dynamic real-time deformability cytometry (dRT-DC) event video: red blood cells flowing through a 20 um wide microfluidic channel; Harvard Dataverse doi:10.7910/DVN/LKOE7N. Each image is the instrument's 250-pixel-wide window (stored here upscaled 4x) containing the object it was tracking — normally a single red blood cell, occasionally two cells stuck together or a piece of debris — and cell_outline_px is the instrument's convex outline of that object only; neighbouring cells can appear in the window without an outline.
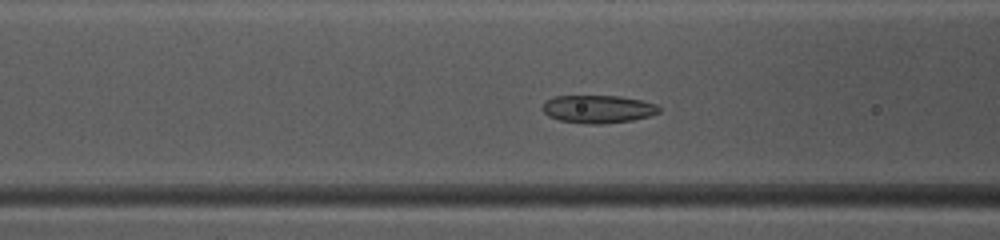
{"species": "common noctule bat (a hibernating species)", "species_latin": "Nyctalus noctula", "temperature_condition": "warm", "stored_images_in_passage": 38, "camera_frame_rate_fps": 3000, "um_per_image_px": 0.085, "animal": {"sex": "female", "body_mass_g": 10.0, "forearm_length_mm": 53.1}, "frame": {"image": 1, "passage_image": 8, "time_ms": 2.333, "image_size_px": [1000, 240], "cell_outline_px": [[660, 112], [648, 116], [632, 120], [604, 124], [588, 124], [560, 120], [548, 116], [540, 108], [548, 100], [556, 96], [620, 96], [640, 100], [656, 104], [660, 108]], "centroid_in_image_um": [50.83, 9.27], "position_along_channel_um": 115.8, "area_um2": 18.84}}
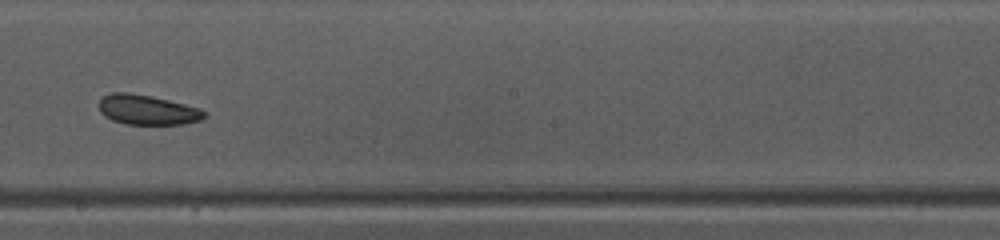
{"frame": {"image": 2, "passage_image": 17, "time_ms": 5.333, "image_size_px": [1000, 240], "cell_outline_px": [[208, 112], [200, 120], [184, 124], [124, 124], [112, 120], [104, 116], [100, 112], [100, 100], [104, 96], [112, 92], [128, 92], [152, 96], [200, 108]], "centroid_in_image_um": [12.52, 9.33], "position_along_channel_um": 235.7, "area_um2": 18.32}}
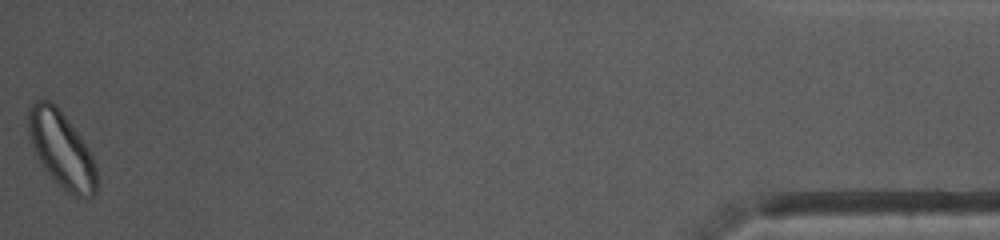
{"frame": {"image": 3, "passage_image": 38, "time_ms": 12.333, "image_size_px": [1000, 240], "cell_outline_px": [[96, 192], [92, 196], [84, 200], [64, 192], [48, 172], [32, 148], [28, 136], [28, 108], [32, 100], [48, 100], [56, 104], [80, 136], [88, 148], [92, 156], [96, 168]], "centroid_in_image_um": [5.22, 12.71], "position_along_channel_um": 430.0, "area_um2": 30.46}, "authors_computed_cell_mechanics": {"area_um2": 18.9006, "velocity_mm_per_s": 3.9933, "shape_relaxation_time_tau1_ms": 1.7343, "shape_relaxation_time_tau2_ms": 2.8134, "deformation_change_tau1": 0.0793, "deformation_change_tau2": 0.0894}}